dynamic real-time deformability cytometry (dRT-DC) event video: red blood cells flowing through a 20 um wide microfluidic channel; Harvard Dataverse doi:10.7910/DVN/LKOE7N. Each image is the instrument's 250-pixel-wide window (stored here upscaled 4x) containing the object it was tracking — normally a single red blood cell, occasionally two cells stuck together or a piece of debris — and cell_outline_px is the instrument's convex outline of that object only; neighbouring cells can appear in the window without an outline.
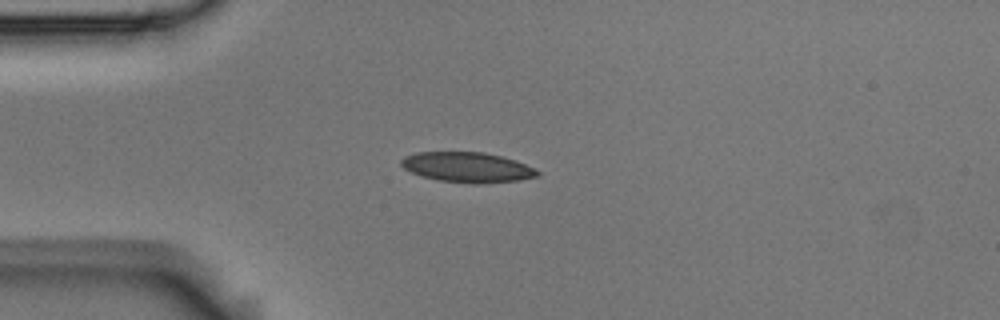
{"species": "Egyptian fruit bat (a non-hibernating species)", "species_latin": "Rousettus aegyptiacus", "temperature_condition": "room temperature", "stored_images_in_passage": 2, "camera_frame_rate_fps": 3000, "um_per_image_px": 0.085, "animal": {"sex": "male"}, "frame": {"image": 1, "passage_image": 1, "time_ms": 0.0, "image_size_px": [1000, 320], "cell_outline_px": [[540, 176], [516, 180], [476, 184], [472, 184], [440, 180], [424, 176], [412, 172], [404, 168], [400, 164], [400, 160], [404, 156], [416, 152], [484, 152], [516, 160], [536, 168], [540, 172]], "centroid_in_image_um": [39.74, 14.21], "position_along_channel_um": 45.3, "area_um2": 23.87}}
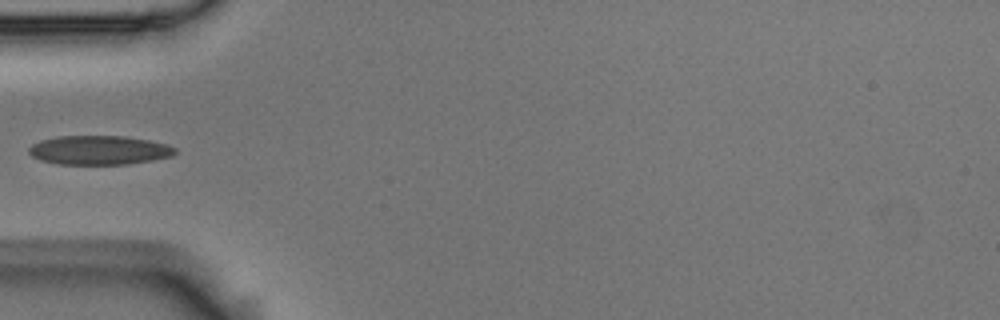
{"frame": {"image": 2, "passage_image": 2, "time_ms": 0.333, "image_size_px": [1000, 320], "cell_outline_px": [[176, 152], [172, 156], [152, 160], [128, 164], [60, 164], [40, 160], [32, 156], [28, 152], [28, 148], [32, 144], [40, 140], [56, 136], [124, 136], [148, 140], [168, 144], [176, 148]], "centroid_in_image_um": [8.41, 12.76], "position_along_channel_um": 76.6, "area_um2": 24.85}}